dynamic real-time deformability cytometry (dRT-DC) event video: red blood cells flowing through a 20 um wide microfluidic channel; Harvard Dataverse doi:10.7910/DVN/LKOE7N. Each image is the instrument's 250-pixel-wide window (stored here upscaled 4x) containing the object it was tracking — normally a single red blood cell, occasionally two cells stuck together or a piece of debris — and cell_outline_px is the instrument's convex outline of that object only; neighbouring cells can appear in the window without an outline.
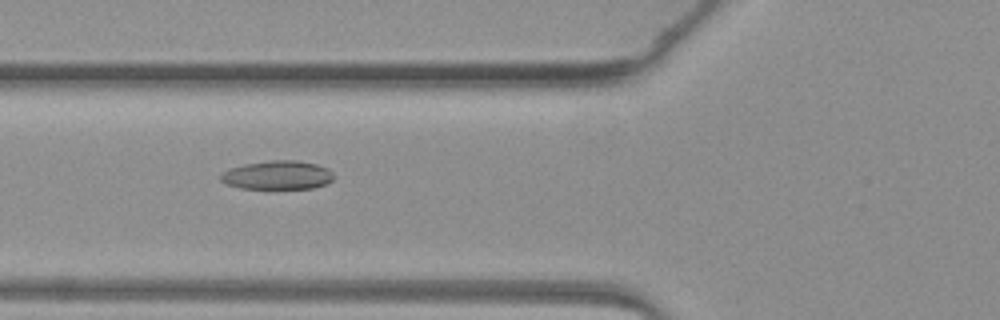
{"species": "common noctule bat (a hibernating species)", "species_latin": "Nyctalus noctula", "temperature_condition": "warm", "stored_images_in_passage": 49, "camera_frame_rate_fps": 3000, "um_per_image_px": 0.085, "animal": {"sex": "female", "body_mass_g": 19.3, "forearm_length_mm": 54.1}, "frame": {"image": 1, "passage_image": 19, "time_ms": 6.0, "image_size_px": [1000, 320], "cell_outline_px": [[332, 180], [328, 184], [312, 188], [240, 188], [224, 184], [220, 180], [220, 172], [244, 164], [272, 160], [296, 160], [316, 164], [328, 168], [332, 172]], "centroid_in_image_um": [23.57, 14.88], "position_along_channel_um": 102.2, "area_um2": 18.96}}
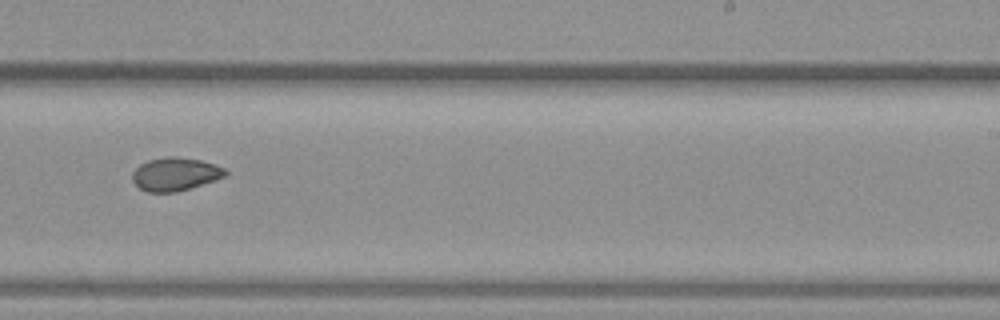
{"frame": {"image": 2, "passage_image": 31, "time_ms": 10.0, "image_size_px": [1000, 320], "cell_outline_px": [[228, 176], [216, 180], [176, 192], [148, 192], [140, 188], [132, 180], [132, 172], [140, 164], [148, 160], [168, 156], [176, 156], [200, 160], [216, 164], [224, 168], [228, 172]], "centroid_in_image_um": [14.92, 14.79], "position_along_channel_um": 274.1, "area_um2": 18.09}}
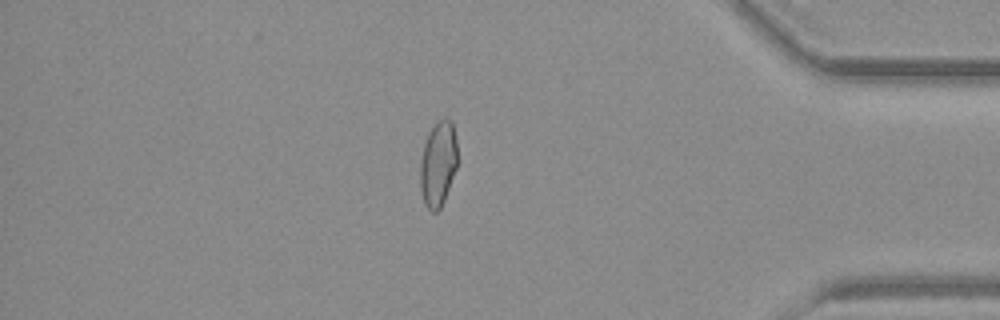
{"frame": {"image": 3, "passage_image": 42, "time_ms": 13.667, "image_size_px": [1000, 320], "cell_outline_px": [[456, 168], [444, 200], [440, 208], [436, 212], [432, 212], [424, 204], [420, 188], [420, 160], [424, 144], [428, 132], [444, 116], [452, 120], [456, 140]], "centroid_in_image_um": [37.22, 13.92], "position_along_channel_um": 398.0, "area_um2": 18.44}}